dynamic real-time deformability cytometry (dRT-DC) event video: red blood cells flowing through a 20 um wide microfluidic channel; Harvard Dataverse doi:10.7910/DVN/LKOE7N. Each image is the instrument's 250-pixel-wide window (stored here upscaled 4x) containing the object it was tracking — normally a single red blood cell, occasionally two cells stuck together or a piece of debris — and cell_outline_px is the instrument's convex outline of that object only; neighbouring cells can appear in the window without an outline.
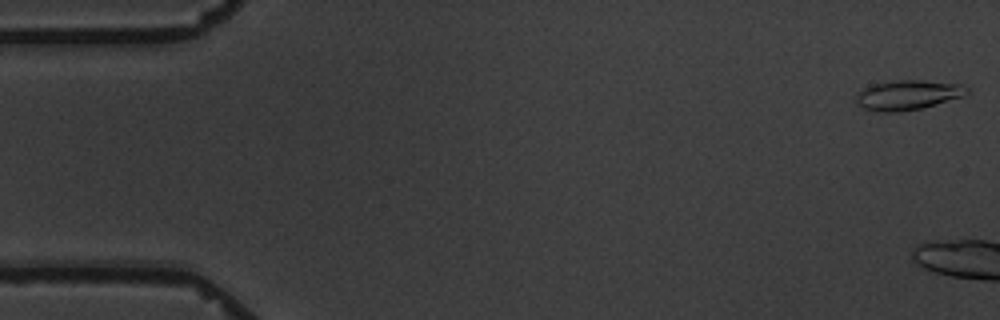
{"species": "common noctule bat (a hibernating species)", "species_latin": "Nyctalus noctula", "temperature_condition": "warm", "stored_images_in_passage": 5, "camera_frame_rate_fps": 3000, "um_per_image_px": 0.085, "animal": {"sex": "male", "body_mass_g": 19.5, "forearm_length_mm": 54.6}, "frame": {"image": 1, "passage_image": 1, "time_ms": 0.0, "image_size_px": [1000, 320], "cell_outline_px": [[968, 92], [964, 96], [936, 104], [920, 108], [900, 112], [880, 112], [864, 108], [856, 100], [856, 96], [864, 88], [872, 84], [896, 80], [920, 80], [960, 84], [968, 88]], "centroid_in_image_um": [77.17, 8.07], "position_along_channel_um": 7.8, "area_um2": 18.96}}